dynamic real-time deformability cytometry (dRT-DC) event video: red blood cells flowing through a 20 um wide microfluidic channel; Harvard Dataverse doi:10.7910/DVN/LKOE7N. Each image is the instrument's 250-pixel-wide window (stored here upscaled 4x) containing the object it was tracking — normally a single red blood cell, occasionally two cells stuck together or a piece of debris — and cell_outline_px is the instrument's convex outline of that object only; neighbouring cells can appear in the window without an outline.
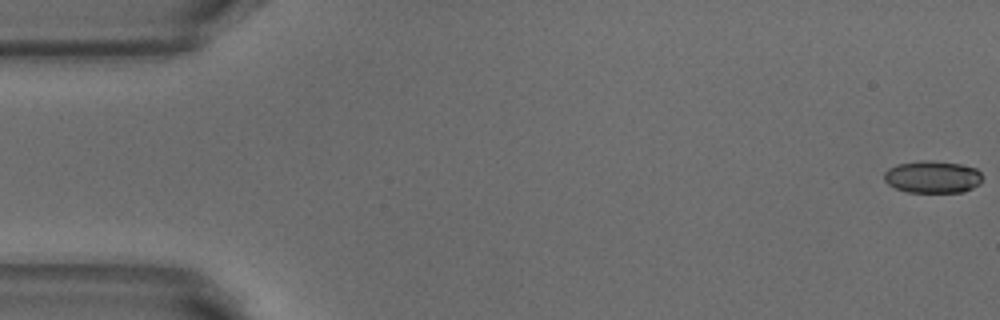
{"species": "common noctule bat (a hibernating species)", "species_latin": "Nyctalus noctula", "temperature_condition": "warm", "stored_images_in_passage": 52, "camera_frame_rate_fps": 3000, "um_per_image_px": 0.085, "animal": {"sex": "male", "body_mass_g": 18.8}, "frame": {"image": 1, "passage_image": 1, "time_ms": 0.0, "image_size_px": [1000, 320], "cell_outline_px": [[980, 184], [964, 192], [908, 192], [896, 188], [888, 184], [884, 180], [884, 172], [888, 168], [896, 164], [920, 160], [928, 160], [960, 164], [976, 168], [980, 172]], "centroid_in_image_um": [79.24, 15.03], "position_along_channel_um": 5.8, "area_um2": 18.5}}
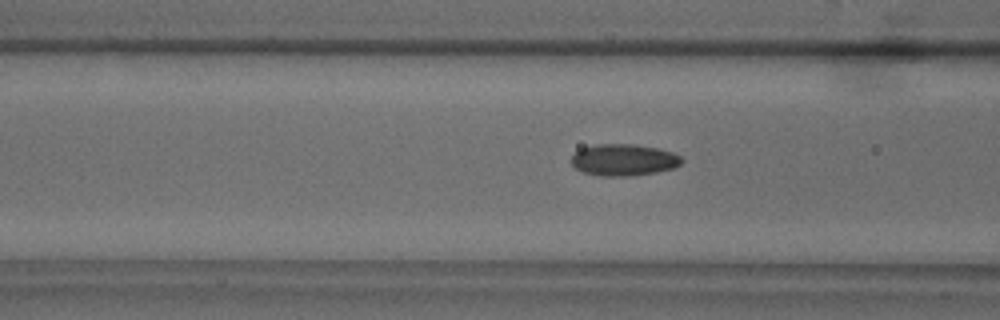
{"frame": {"image": 2, "passage_image": 20, "time_ms": 6.333, "image_size_px": [1000, 320], "cell_outline_px": [[684, 160], [680, 164], [672, 168], [656, 172], [628, 176], [600, 176], [584, 172], [576, 168], [568, 160], [580, 148], [596, 144], [632, 144], [660, 148], [672, 152], [680, 156]], "centroid_in_image_um": [52.99, 13.58], "position_along_channel_um": 113.6, "area_um2": 20.46}}
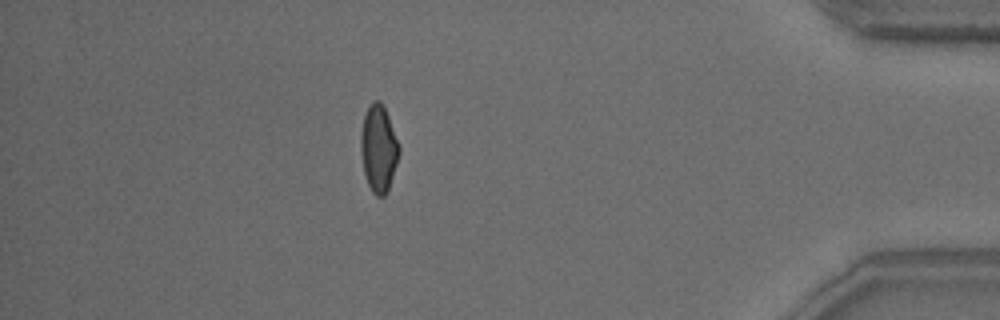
{"frame": {"image": 3, "passage_image": 46, "time_ms": 15.0, "image_size_px": [1000, 320], "cell_outline_px": [[400, 152], [388, 192], [384, 196], [376, 196], [372, 192], [368, 184], [364, 172], [360, 152], [360, 132], [364, 116], [372, 100], [380, 100], [388, 116], [400, 148]], "centroid_in_image_um": [32.17, 12.64], "position_along_channel_um": 403.0, "area_um2": 19.42}, "authors_computed_cell_mechanics": {"area_um2": 19.3341, "velocity_mm_per_s": 3.8702, "shape_relaxation_time_tau1_ms": 4.1376, "shape_relaxation_time_tau2_ms": 1.6444, "deformation_change_tau1": 0.1242, "deformation_change_tau2": 0.0679}}